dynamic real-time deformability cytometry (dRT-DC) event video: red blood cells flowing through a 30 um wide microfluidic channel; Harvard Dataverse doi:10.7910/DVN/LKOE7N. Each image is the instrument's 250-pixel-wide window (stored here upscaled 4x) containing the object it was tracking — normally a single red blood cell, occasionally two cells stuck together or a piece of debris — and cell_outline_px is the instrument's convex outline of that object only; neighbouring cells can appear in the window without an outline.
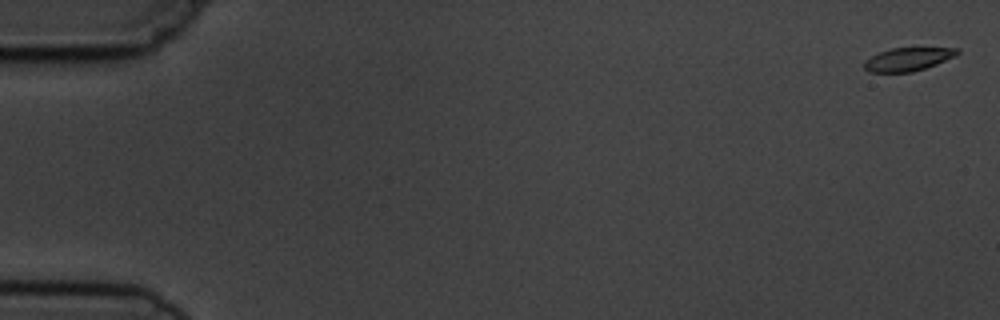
{"species": "common noctule bat (a hibernating species)", "species_latin": "Nyctalus noctula", "temperature_condition": "cold", "stored_images_in_passage": 4, "camera_frame_rate_fps": 3000, "um_per_image_px": 0.085, "animal": {"sex": "male", "body_mass_g": 19.5, "forearm_length_mm": 54.6}, "frame": {"image": 1, "passage_image": 1, "time_ms": 0.0, "image_size_px": [1000, 320], "cell_outline_px": [[960, 52], [956, 56], [936, 64], [912, 72], [868, 72], [864, 68], [864, 60], [880, 52], [892, 48], [956, 48]], "centroid_in_image_um": [77.16, 5.04], "position_along_channel_um": 7.8, "area_um2": 12.48}}